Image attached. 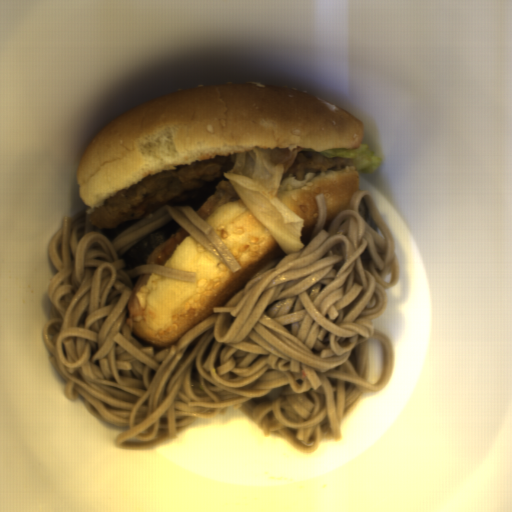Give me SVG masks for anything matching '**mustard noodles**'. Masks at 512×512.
I'll list each match as a JSON object with an SVG mask.
<instances>
[{
	"label": "mustard noodles",
	"mask_w": 512,
	"mask_h": 512,
	"mask_svg": "<svg viewBox=\"0 0 512 512\" xmlns=\"http://www.w3.org/2000/svg\"><path fill=\"white\" fill-rule=\"evenodd\" d=\"M308 246L276 259L215 314L156 354L127 325L132 278L157 274L195 283L197 271L159 264L124 270L127 250L175 220L233 273L240 266L217 231L191 206L163 205L111 241L87 207L63 217L47 246L52 305L41 331L64 396L127 428L115 447L151 450L195 419L236 409L267 436L314 454L341 442L345 416L365 394L384 390L395 346L372 322L400 281L395 237L370 190L327 220L325 194Z\"/></svg>",
	"instance_id": "0af2e427"
}]
</instances>
